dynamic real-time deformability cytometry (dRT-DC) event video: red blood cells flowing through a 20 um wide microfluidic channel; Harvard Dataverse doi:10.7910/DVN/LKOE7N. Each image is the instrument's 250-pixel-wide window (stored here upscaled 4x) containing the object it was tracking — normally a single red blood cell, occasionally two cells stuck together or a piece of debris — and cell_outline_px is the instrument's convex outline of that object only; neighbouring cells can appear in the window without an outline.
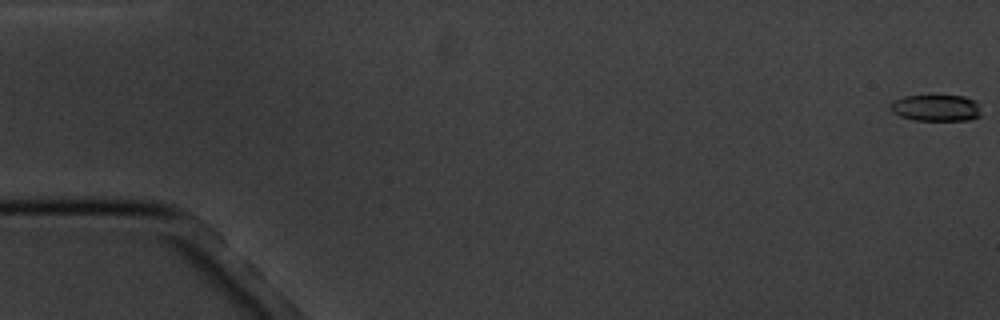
{"species": "common noctule bat (a hibernating species)", "species_latin": "Nyctalus noctula", "temperature_condition": "cold", "stored_images_in_passage": 6, "camera_frame_rate_fps": 3000, "um_per_image_px": 0.085, "animal": {"sex": "male", "body_mass_g": 20.1, "forearm_length_mm": 53.5}, "frame": {"image": 1, "passage_image": 1, "time_ms": 0.0, "image_size_px": [1000, 320], "cell_outline_px": [[980, 116], [968, 120], [912, 120], [900, 116], [892, 112], [888, 108], [888, 104], [904, 96], [964, 96], [976, 100], [980, 112]], "centroid_in_image_um": [79.53, 9.18], "position_along_channel_um": 5.5, "area_um2": 14.05}}
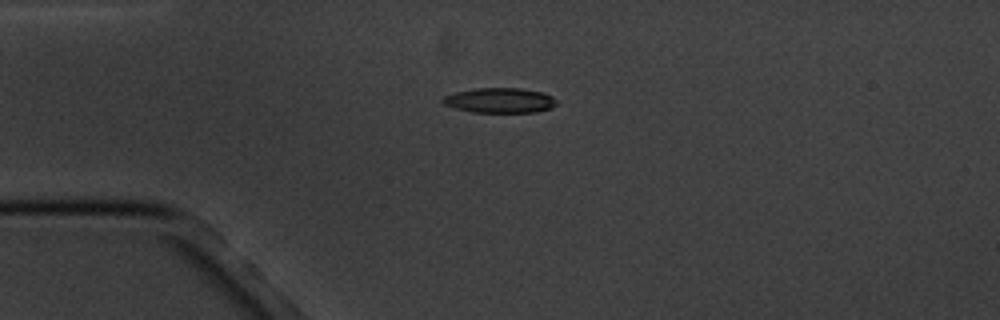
{"frame": {"image": 2, "passage_image": 5, "time_ms": 4.667, "image_size_px": [1000, 320], "cell_outline_px": [[556, 104], [552, 108], [536, 112], [472, 112], [456, 108], [444, 104], [440, 100], [444, 96], [456, 92], [476, 88], [520, 88], [544, 92], [552, 96], [556, 100]], "centroid_in_image_um": [42.5, 8.53], "position_along_channel_um": 42.5, "area_um2": 16.59}}